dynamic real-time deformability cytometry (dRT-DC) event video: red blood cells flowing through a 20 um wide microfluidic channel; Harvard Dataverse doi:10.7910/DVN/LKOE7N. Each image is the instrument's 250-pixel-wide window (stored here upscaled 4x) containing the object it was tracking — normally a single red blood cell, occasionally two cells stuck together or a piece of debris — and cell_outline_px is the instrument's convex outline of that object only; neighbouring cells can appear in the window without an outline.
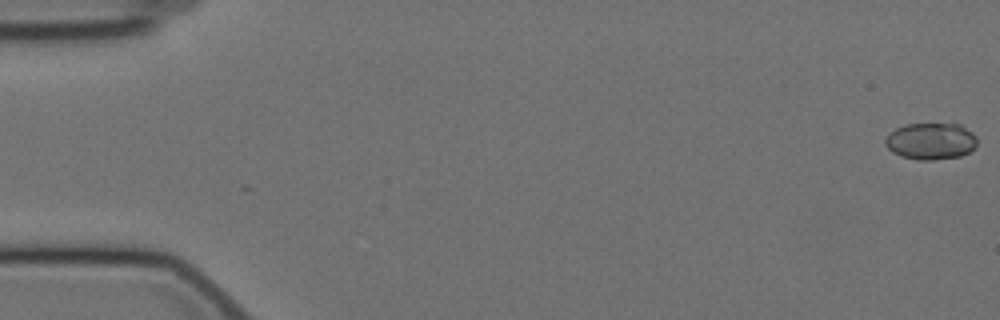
{"species": "Egyptian fruit bat (a non-hibernating species)", "species_latin": "Rousettus aegyptiacus", "temperature_condition": "cold", "stored_images_in_passage": 11, "camera_frame_rate_fps": 3000, "um_per_image_px": 0.085, "animal": {"sex": "female"}, "frame": {"image": 1, "passage_image": 1, "time_ms": 0.0, "image_size_px": [1000, 320], "cell_outline_px": [[976, 148], [960, 156], [932, 160], [916, 160], [900, 156], [892, 152], [884, 144], [884, 140], [888, 132], [904, 124], [960, 124], [972, 132], [976, 136]], "centroid_in_image_um": [79.09, 12.0], "position_along_channel_um": 5.9, "area_um2": 19.88}}